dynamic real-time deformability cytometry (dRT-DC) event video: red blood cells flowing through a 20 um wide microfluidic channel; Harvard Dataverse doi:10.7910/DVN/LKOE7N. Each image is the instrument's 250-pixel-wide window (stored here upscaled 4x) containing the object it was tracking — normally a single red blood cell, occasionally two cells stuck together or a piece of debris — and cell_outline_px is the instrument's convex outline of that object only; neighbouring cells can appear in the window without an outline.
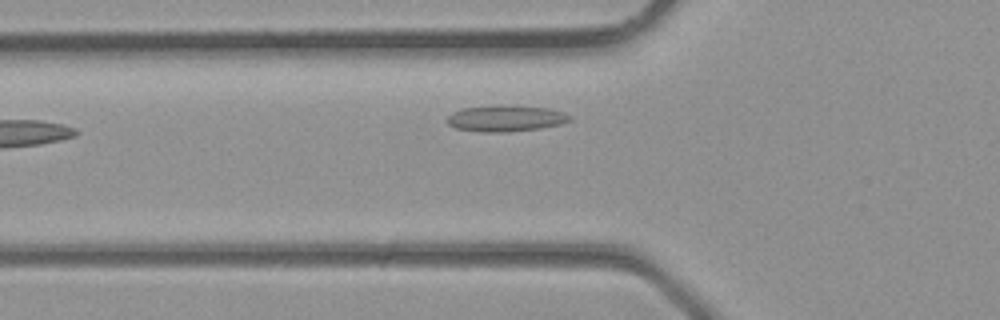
{"species": "common noctule bat (a hibernating species)", "species_latin": "Nyctalus noctula", "temperature_condition": "room temperature", "stored_images_in_passage": 3, "camera_frame_rate_fps": 3000, "um_per_image_px": 0.085, "animal": {"sex": "male", "body_mass_g": 23.1, "forearm_length_mm": 52.7}, "frame": {"image": 1, "passage_image": 3, "time_ms": 0.667, "image_size_px": [1000, 320], "cell_outline_px": [[572, 120], [560, 124], [540, 128], [508, 132], [480, 132], [456, 128], [448, 124], [444, 120], [452, 112], [464, 108], [496, 104], [508, 104], [548, 108], [564, 112], [572, 116]], "centroid_in_image_um": [42.98, 10.04], "position_along_channel_um": 82.8, "area_um2": 19.19}}